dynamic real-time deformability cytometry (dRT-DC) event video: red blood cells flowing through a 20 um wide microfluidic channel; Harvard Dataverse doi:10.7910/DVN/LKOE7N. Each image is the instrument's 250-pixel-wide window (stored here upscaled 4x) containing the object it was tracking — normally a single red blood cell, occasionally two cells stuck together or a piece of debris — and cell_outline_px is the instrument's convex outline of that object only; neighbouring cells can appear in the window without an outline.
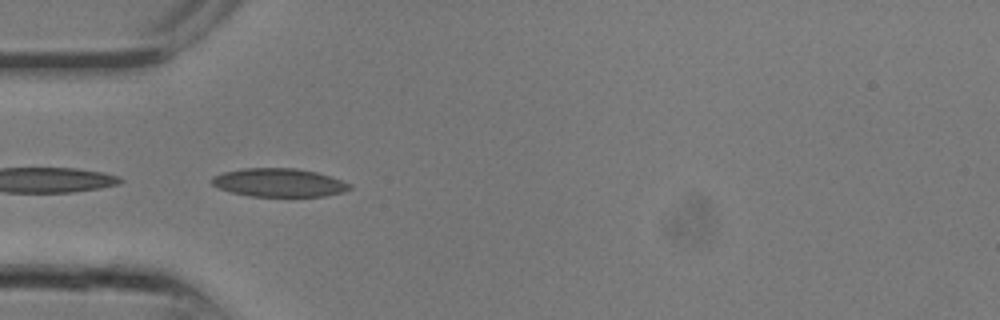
{"species": "common noctule bat (a hibernating species)", "species_latin": "Nyctalus noctula", "temperature_condition": "room temperature", "stored_images_in_passage": 10, "camera_frame_rate_fps": 3000, "um_per_image_px": 0.085, "animal": {"sex": "male", "body_mass_g": 13.3}, "frame": {"image": 1, "passage_image": 7, "time_ms": 2.0, "image_size_px": [1000, 320], "cell_outline_px": [[352, 188], [344, 192], [324, 196], [252, 196], [232, 192], [220, 188], [212, 184], [212, 176], [224, 172], [244, 168], [296, 168], [316, 172], [332, 176], [352, 184]], "centroid_in_image_um": [23.77, 15.52], "position_along_channel_um": 61.2, "area_um2": 22.77}}
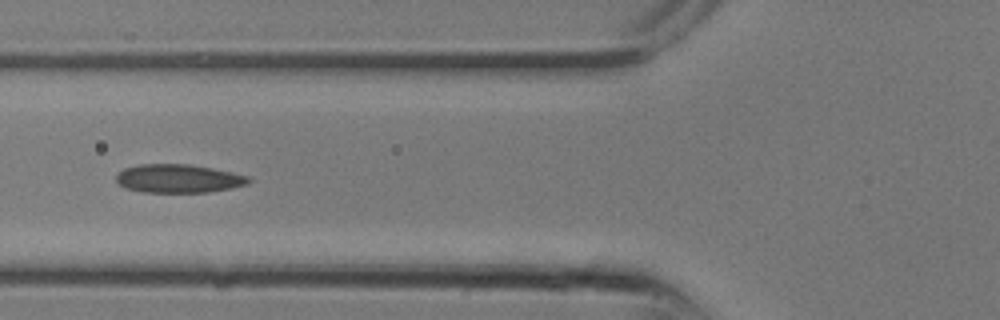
{"frame": {"image": 2, "passage_image": 9, "time_ms": 2.667, "image_size_px": [1000, 320], "cell_outline_px": [[252, 180], [248, 184], [208, 192], [144, 192], [124, 188], [116, 180], [116, 176], [124, 168], [140, 164], [188, 164], [212, 168], [232, 172], [248, 176]], "centroid_in_image_um": [15.16, 15.17], "position_along_channel_um": 110.6, "area_um2": 21.85}}